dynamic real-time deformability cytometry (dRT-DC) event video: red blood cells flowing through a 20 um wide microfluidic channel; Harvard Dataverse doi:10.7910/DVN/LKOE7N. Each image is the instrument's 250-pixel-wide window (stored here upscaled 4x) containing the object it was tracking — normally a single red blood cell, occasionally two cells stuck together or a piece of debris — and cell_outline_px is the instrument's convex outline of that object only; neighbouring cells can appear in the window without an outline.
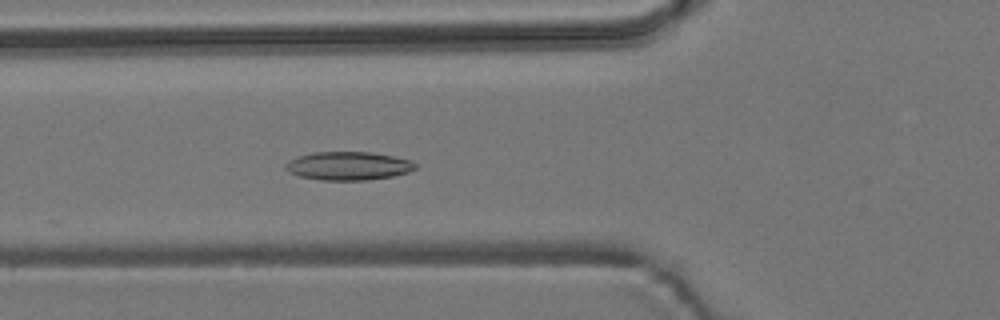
{"species": "common noctule bat (a hibernating species)", "species_latin": "Nyctalus noctula", "temperature_condition": "room temperature", "stored_images_in_passage": 31, "camera_frame_rate_fps": 3000, "um_per_image_px": 0.085, "animal": {"sex": "male", "body_mass_g": 19.2, "forearm_length_mm": 51.8}, "frame": {"image": 1, "passage_image": 19, "time_ms": 6.0, "image_size_px": [1000, 320], "cell_outline_px": [[416, 168], [408, 172], [392, 176], [364, 180], [320, 180], [300, 176], [288, 172], [284, 168], [284, 164], [288, 160], [312, 152], [368, 152], [392, 156], [412, 160], [416, 164]], "centroid_in_image_um": [29.57, 14.1], "position_along_channel_um": 96.2, "area_um2": 21.44}}
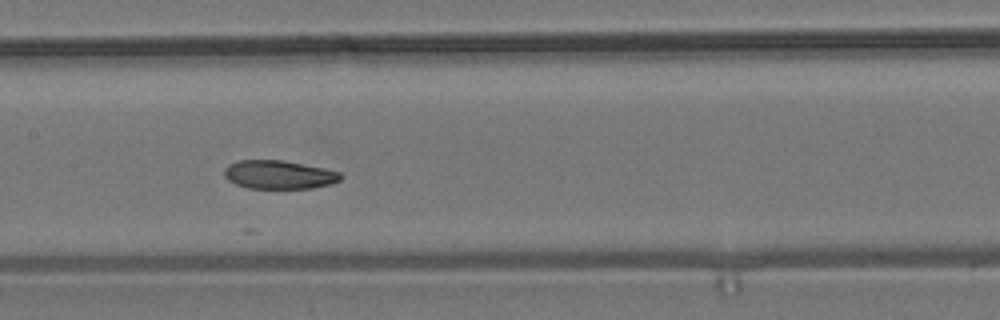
{"frame": {"image": 2, "passage_image": 26, "time_ms": 8.333, "image_size_px": [1000, 320], "cell_outline_px": [[344, 176], [340, 180], [328, 184], [312, 188], [248, 188], [236, 184], [228, 180], [224, 176], [224, 168], [228, 164], [240, 160], [284, 160], [324, 168], [340, 172]], "centroid_in_image_um": [23.7, 14.84], "position_along_channel_um": 183.7, "area_um2": 19.36}}
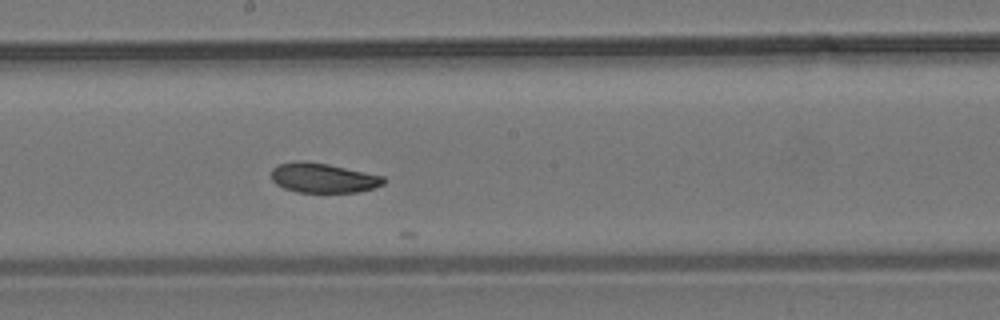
{"frame": {"image": 3, "passage_image": 29, "time_ms": 9.333, "image_size_px": [1000, 320], "cell_outline_px": [[384, 184], [372, 188], [356, 192], [296, 192], [284, 188], [276, 184], [272, 180], [272, 168], [280, 164], [304, 160], [328, 164], [384, 176]], "centroid_in_image_um": [27.45, 15.12], "position_along_channel_um": 220.7, "area_um2": 19.25}}